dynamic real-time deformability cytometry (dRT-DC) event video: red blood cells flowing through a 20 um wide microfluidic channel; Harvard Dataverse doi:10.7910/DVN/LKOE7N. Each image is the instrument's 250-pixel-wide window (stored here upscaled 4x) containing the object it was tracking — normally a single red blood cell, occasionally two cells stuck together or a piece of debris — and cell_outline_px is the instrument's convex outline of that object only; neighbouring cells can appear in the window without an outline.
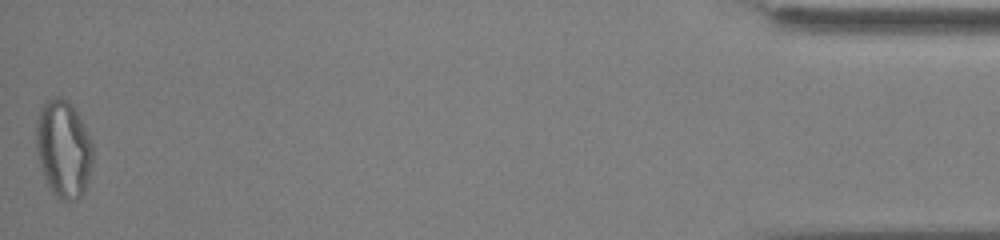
{"species": "common noctule bat (a hibernating species)", "species_latin": "Nyctalus noctula", "temperature_condition": "cold", "stored_images_in_passage": 54, "segment_of_instrument_passage": [2, 2], "camera_frame_rate_fps": 3000, "um_per_image_px": 0.085, "animal": {"sex": "male", "body_mass_g": 13.0, "forearm_length_mm": 53.1}, "frame": {"image": 1, "passage_image": 54, "time_ms": 17.667, "image_size_px": [1000, 240], "cell_outline_px": [[92, 160], [88, 180], [84, 192], [76, 200], [68, 204], [60, 200], [48, 188], [40, 164], [36, 148], [36, 120], [40, 108], [48, 100], [56, 96], [60, 96], [68, 100], [72, 104], [92, 144]], "centroid_in_image_um": [5.37, 12.69], "position_along_channel_um": 429.8, "area_um2": 32.19}}